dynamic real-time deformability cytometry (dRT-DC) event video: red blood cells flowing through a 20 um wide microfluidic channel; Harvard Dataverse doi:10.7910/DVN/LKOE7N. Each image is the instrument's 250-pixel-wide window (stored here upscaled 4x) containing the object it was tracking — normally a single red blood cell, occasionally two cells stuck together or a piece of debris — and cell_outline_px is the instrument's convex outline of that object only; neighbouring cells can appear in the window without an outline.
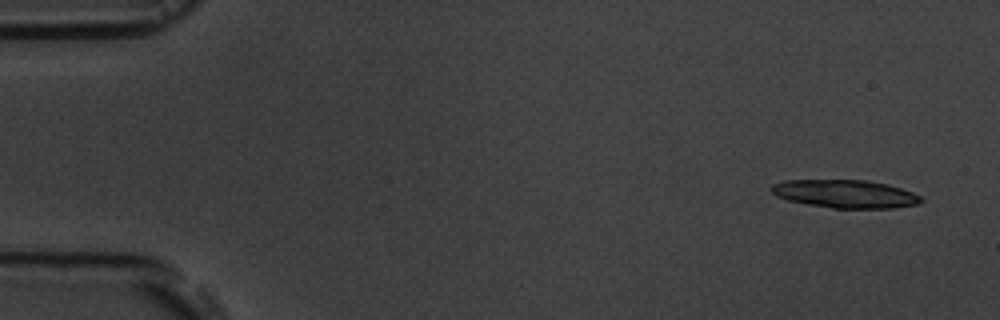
{"species": "common noctule bat (a hibernating species)", "species_latin": "Nyctalus noctula", "temperature_condition": "room temperature", "stored_images_in_passage": 5, "segment_of_instrument_passage": [1, 2], "camera_frame_rate_fps": 3000, "um_per_image_px": 0.085, "animal": {"sex": "male", "body_mass_g": 19.5, "forearm_length_mm": 54.6}, "frame": {"image": 1, "passage_image": 1, "time_ms": 0.0, "image_size_px": [1000, 320], "cell_outline_px": [[924, 200], [920, 204], [892, 208], [832, 208], [808, 204], [788, 200], [776, 196], [772, 192], [772, 184], [784, 180], [868, 180], [888, 184], [912, 192], [920, 196]], "centroid_in_image_um": [71.87, 16.48], "position_along_channel_um": 13.1, "area_um2": 24.51}}